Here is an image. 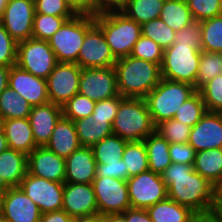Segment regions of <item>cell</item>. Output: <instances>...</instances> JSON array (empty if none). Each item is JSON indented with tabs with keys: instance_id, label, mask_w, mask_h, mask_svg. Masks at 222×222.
<instances>
[{
	"instance_id": "obj_1",
	"label": "cell",
	"mask_w": 222,
	"mask_h": 222,
	"mask_svg": "<svg viewBox=\"0 0 222 222\" xmlns=\"http://www.w3.org/2000/svg\"><path fill=\"white\" fill-rule=\"evenodd\" d=\"M168 198L189 207L194 213L213 212L217 188L193 169V165L171 163L161 174Z\"/></svg>"
},
{
	"instance_id": "obj_2",
	"label": "cell",
	"mask_w": 222,
	"mask_h": 222,
	"mask_svg": "<svg viewBox=\"0 0 222 222\" xmlns=\"http://www.w3.org/2000/svg\"><path fill=\"white\" fill-rule=\"evenodd\" d=\"M114 69L122 97L145 98L162 78L159 64L131 55L117 59Z\"/></svg>"
},
{
	"instance_id": "obj_3",
	"label": "cell",
	"mask_w": 222,
	"mask_h": 222,
	"mask_svg": "<svg viewBox=\"0 0 222 222\" xmlns=\"http://www.w3.org/2000/svg\"><path fill=\"white\" fill-rule=\"evenodd\" d=\"M110 50L116 59L129 56L141 37V25L129 19L118 8H104L94 14Z\"/></svg>"
},
{
	"instance_id": "obj_4",
	"label": "cell",
	"mask_w": 222,
	"mask_h": 222,
	"mask_svg": "<svg viewBox=\"0 0 222 222\" xmlns=\"http://www.w3.org/2000/svg\"><path fill=\"white\" fill-rule=\"evenodd\" d=\"M156 131L145 98L124 97L112 123V132L127 141H141Z\"/></svg>"
},
{
	"instance_id": "obj_5",
	"label": "cell",
	"mask_w": 222,
	"mask_h": 222,
	"mask_svg": "<svg viewBox=\"0 0 222 222\" xmlns=\"http://www.w3.org/2000/svg\"><path fill=\"white\" fill-rule=\"evenodd\" d=\"M196 91L191 84L161 78L158 85L145 97L154 125L173 119L181 104Z\"/></svg>"
},
{
	"instance_id": "obj_6",
	"label": "cell",
	"mask_w": 222,
	"mask_h": 222,
	"mask_svg": "<svg viewBox=\"0 0 222 222\" xmlns=\"http://www.w3.org/2000/svg\"><path fill=\"white\" fill-rule=\"evenodd\" d=\"M94 23V14L78 13L47 40L58 62L77 63L86 31Z\"/></svg>"
},
{
	"instance_id": "obj_7",
	"label": "cell",
	"mask_w": 222,
	"mask_h": 222,
	"mask_svg": "<svg viewBox=\"0 0 222 222\" xmlns=\"http://www.w3.org/2000/svg\"><path fill=\"white\" fill-rule=\"evenodd\" d=\"M201 49L191 45L173 43L164 50L161 64V77L167 80L184 82L195 87L199 70Z\"/></svg>"
},
{
	"instance_id": "obj_8",
	"label": "cell",
	"mask_w": 222,
	"mask_h": 222,
	"mask_svg": "<svg viewBox=\"0 0 222 222\" xmlns=\"http://www.w3.org/2000/svg\"><path fill=\"white\" fill-rule=\"evenodd\" d=\"M57 63L47 40L29 38L17 42L16 65L34 76L47 79Z\"/></svg>"
},
{
	"instance_id": "obj_9",
	"label": "cell",
	"mask_w": 222,
	"mask_h": 222,
	"mask_svg": "<svg viewBox=\"0 0 222 222\" xmlns=\"http://www.w3.org/2000/svg\"><path fill=\"white\" fill-rule=\"evenodd\" d=\"M126 183L131 208L147 209L168 198L162 176L150 170L128 178Z\"/></svg>"
},
{
	"instance_id": "obj_10",
	"label": "cell",
	"mask_w": 222,
	"mask_h": 222,
	"mask_svg": "<svg viewBox=\"0 0 222 222\" xmlns=\"http://www.w3.org/2000/svg\"><path fill=\"white\" fill-rule=\"evenodd\" d=\"M98 213H123L131 208L127 183L112 177H96L92 182Z\"/></svg>"
},
{
	"instance_id": "obj_11",
	"label": "cell",
	"mask_w": 222,
	"mask_h": 222,
	"mask_svg": "<svg viewBox=\"0 0 222 222\" xmlns=\"http://www.w3.org/2000/svg\"><path fill=\"white\" fill-rule=\"evenodd\" d=\"M19 187L42 214L62 210L64 183L39 178L27 172Z\"/></svg>"
},
{
	"instance_id": "obj_12",
	"label": "cell",
	"mask_w": 222,
	"mask_h": 222,
	"mask_svg": "<svg viewBox=\"0 0 222 222\" xmlns=\"http://www.w3.org/2000/svg\"><path fill=\"white\" fill-rule=\"evenodd\" d=\"M81 70L76 63L58 62L46 79L49 102L62 107L76 95Z\"/></svg>"
},
{
	"instance_id": "obj_13",
	"label": "cell",
	"mask_w": 222,
	"mask_h": 222,
	"mask_svg": "<svg viewBox=\"0 0 222 222\" xmlns=\"http://www.w3.org/2000/svg\"><path fill=\"white\" fill-rule=\"evenodd\" d=\"M78 93L95 102L118 96L114 66L105 68H82Z\"/></svg>"
},
{
	"instance_id": "obj_14",
	"label": "cell",
	"mask_w": 222,
	"mask_h": 222,
	"mask_svg": "<svg viewBox=\"0 0 222 222\" xmlns=\"http://www.w3.org/2000/svg\"><path fill=\"white\" fill-rule=\"evenodd\" d=\"M116 61L101 28L94 23L86 31L76 64L81 68H105L114 66Z\"/></svg>"
},
{
	"instance_id": "obj_15",
	"label": "cell",
	"mask_w": 222,
	"mask_h": 222,
	"mask_svg": "<svg viewBox=\"0 0 222 222\" xmlns=\"http://www.w3.org/2000/svg\"><path fill=\"white\" fill-rule=\"evenodd\" d=\"M34 0H9L0 19L9 35L17 42L32 38Z\"/></svg>"
},
{
	"instance_id": "obj_16",
	"label": "cell",
	"mask_w": 222,
	"mask_h": 222,
	"mask_svg": "<svg viewBox=\"0 0 222 222\" xmlns=\"http://www.w3.org/2000/svg\"><path fill=\"white\" fill-rule=\"evenodd\" d=\"M8 86L32 106L49 103L46 79L34 76L17 65L10 67Z\"/></svg>"
},
{
	"instance_id": "obj_17",
	"label": "cell",
	"mask_w": 222,
	"mask_h": 222,
	"mask_svg": "<svg viewBox=\"0 0 222 222\" xmlns=\"http://www.w3.org/2000/svg\"><path fill=\"white\" fill-rule=\"evenodd\" d=\"M41 215L39 207L20 187L5 189L2 216L6 222H39Z\"/></svg>"
},
{
	"instance_id": "obj_18",
	"label": "cell",
	"mask_w": 222,
	"mask_h": 222,
	"mask_svg": "<svg viewBox=\"0 0 222 222\" xmlns=\"http://www.w3.org/2000/svg\"><path fill=\"white\" fill-rule=\"evenodd\" d=\"M188 143L196 152L222 147V112H206L190 131Z\"/></svg>"
},
{
	"instance_id": "obj_19",
	"label": "cell",
	"mask_w": 222,
	"mask_h": 222,
	"mask_svg": "<svg viewBox=\"0 0 222 222\" xmlns=\"http://www.w3.org/2000/svg\"><path fill=\"white\" fill-rule=\"evenodd\" d=\"M27 170L29 174L50 181H65V159L45 146L36 147L28 155Z\"/></svg>"
},
{
	"instance_id": "obj_20",
	"label": "cell",
	"mask_w": 222,
	"mask_h": 222,
	"mask_svg": "<svg viewBox=\"0 0 222 222\" xmlns=\"http://www.w3.org/2000/svg\"><path fill=\"white\" fill-rule=\"evenodd\" d=\"M62 210L73 218L98 213L93 185L64 182Z\"/></svg>"
},
{
	"instance_id": "obj_21",
	"label": "cell",
	"mask_w": 222,
	"mask_h": 222,
	"mask_svg": "<svg viewBox=\"0 0 222 222\" xmlns=\"http://www.w3.org/2000/svg\"><path fill=\"white\" fill-rule=\"evenodd\" d=\"M97 163L92 147L81 146L65 159L66 183L92 184Z\"/></svg>"
},
{
	"instance_id": "obj_22",
	"label": "cell",
	"mask_w": 222,
	"mask_h": 222,
	"mask_svg": "<svg viewBox=\"0 0 222 222\" xmlns=\"http://www.w3.org/2000/svg\"><path fill=\"white\" fill-rule=\"evenodd\" d=\"M62 115V107L51 102L32 106L28 119L37 146H45L48 143Z\"/></svg>"
},
{
	"instance_id": "obj_23",
	"label": "cell",
	"mask_w": 222,
	"mask_h": 222,
	"mask_svg": "<svg viewBox=\"0 0 222 222\" xmlns=\"http://www.w3.org/2000/svg\"><path fill=\"white\" fill-rule=\"evenodd\" d=\"M0 125L10 149L28 156L38 147L28 118L5 119L1 120Z\"/></svg>"
},
{
	"instance_id": "obj_24",
	"label": "cell",
	"mask_w": 222,
	"mask_h": 222,
	"mask_svg": "<svg viewBox=\"0 0 222 222\" xmlns=\"http://www.w3.org/2000/svg\"><path fill=\"white\" fill-rule=\"evenodd\" d=\"M45 147L64 159L80 148L74 122L62 115Z\"/></svg>"
},
{
	"instance_id": "obj_25",
	"label": "cell",
	"mask_w": 222,
	"mask_h": 222,
	"mask_svg": "<svg viewBox=\"0 0 222 222\" xmlns=\"http://www.w3.org/2000/svg\"><path fill=\"white\" fill-rule=\"evenodd\" d=\"M28 156L8 148L0 153V186L19 187L27 174Z\"/></svg>"
},
{
	"instance_id": "obj_26",
	"label": "cell",
	"mask_w": 222,
	"mask_h": 222,
	"mask_svg": "<svg viewBox=\"0 0 222 222\" xmlns=\"http://www.w3.org/2000/svg\"><path fill=\"white\" fill-rule=\"evenodd\" d=\"M193 169L218 188L222 184V149L196 152Z\"/></svg>"
},
{
	"instance_id": "obj_27",
	"label": "cell",
	"mask_w": 222,
	"mask_h": 222,
	"mask_svg": "<svg viewBox=\"0 0 222 222\" xmlns=\"http://www.w3.org/2000/svg\"><path fill=\"white\" fill-rule=\"evenodd\" d=\"M143 141L147 149L149 170L161 175L172 163L169 154L170 143L157 131L148 135Z\"/></svg>"
},
{
	"instance_id": "obj_28",
	"label": "cell",
	"mask_w": 222,
	"mask_h": 222,
	"mask_svg": "<svg viewBox=\"0 0 222 222\" xmlns=\"http://www.w3.org/2000/svg\"><path fill=\"white\" fill-rule=\"evenodd\" d=\"M152 222H190L196 214L189 207L167 198L146 209Z\"/></svg>"
},
{
	"instance_id": "obj_29",
	"label": "cell",
	"mask_w": 222,
	"mask_h": 222,
	"mask_svg": "<svg viewBox=\"0 0 222 222\" xmlns=\"http://www.w3.org/2000/svg\"><path fill=\"white\" fill-rule=\"evenodd\" d=\"M165 0H124L117 8L140 25L160 16Z\"/></svg>"
},
{
	"instance_id": "obj_30",
	"label": "cell",
	"mask_w": 222,
	"mask_h": 222,
	"mask_svg": "<svg viewBox=\"0 0 222 222\" xmlns=\"http://www.w3.org/2000/svg\"><path fill=\"white\" fill-rule=\"evenodd\" d=\"M81 146L92 147L112 135V123L93 120L92 116L73 121Z\"/></svg>"
},
{
	"instance_id": "obj_31",
	"label": "cell",
	"mask_w": 222,
	"mask_h": 222,
	"mask_svg": "<svg viewBox=\"0 0 222 222\" xmlns=\"http://www.w3.org/2000/svg\"><path fill=\"white\" fill-rule=\"evenodd\" d=\"M31 109L32 105L9 86L0 93V121L28 118Z\"/></svg>"
},
{
	"instance_id": "obj_32",
	"label": "cell",
	"mask_w": 222,
	"mask_h": 222,
	"mask_svg": "<svg viewBox=\"0 0 222 222\" xmlns=\"http://www.w3.org/2000/svg\"><path fill=\"white\" fill-rule=\"evenodd\" d=\"M159 18L175 32L194 21L185 0H165Z\"/></svg>"
},
{
	"instance_id": "obj_33",
	"label": "cell",
	"mask_w": 222,
	"mask_h": 222,
	"mask_svg": "<svg viewBox=\"0 0 222 222\" xmlns=\"http://www.w3.org/2000/svg\"><path fill=\"white\" fill-rule=\"evenodd\" d=\"M127 140L112 134L92 146L97 164H108L122 159Z\"/></svg>"
},
{
	"instance_id": "obj_34",
	"label": "cell",
	"mask_w": 222,
	"mask_h": 222,
	"mask_svg": "<svg viewBox=\"0 0 222 222\" xmlns=\"http://www.w3.org/2000/svg\"><path fill=\"white\" fill-rule=\"evenodd\" d=\"M122 159L129 178L149 170L147 149L143 140L127 141Z\"/></svg>"
},
{
	"instance_id": "obj_35",
	"label": "cell",
	"mask_w": 222,
	"mask_h": 222,
	"mask_svg": "<svg viewBox=\"0 0 222 222\" xmlns=\"http://www.w3.org/2000/svg\"><path fill=\"white\" fill-rule=\"evenodd\" d=\"M201 51L222 52V14L201 21Z\"/></svg>"
},
{
	"instance_id": "obj_36",
	"label": "cell",
	"mask_w": 222,
	"mask_h": 222,
	"mask_svg": "<svg viewBox=\"0 0 222 222\" xmlns=\"http://www.w3.org/2000/svg\"><path fill=\"white\" fill-rule=\"evenodd\" d=\"M207 109L200 92L197 90L189 97L179 110L176 111L173 119L178 120L191 128L206 114Z\"/></svg>"
},
{
	"instance_id": "obj_37",
	"label": "cell",
	"mask_w": 222,
	"mask_h": 222,
	"mask_svg": "<svg viewBox=\"0 0 222 222\" xmlns=\"http://www.w3.org/2000/svg\"><path fill=\"white\" fill-rule=\"evenodd\" d=\"M221 53L201 51L199 70L195 81V89L199 90L203 85L221 74Z\"/></svg>"
},
{
	"instance_id": "obj_38",
	"label": "cell",
	"mask_w": 222,
	"mask_h": 222,
	"mask_svg": "<svg viewBox=\"0 0 222 222\" xmlns=\"http://www.w3.org/2000/svg\"><path fill=\"white\" fill-rule=\"evenodd\" d=\"M141 32L143 36L152 39L164 50L174 43L175 31L160 18L142 24Z\"/></svg>"
},
{
	"instance_id": "obj_39",
	"label": "cell",
	"mask_w": 222,
	"mask_h": 222,
	"mask_svg": "<svg viewBox=\"0 0 222 222\" xmlns=\"http://www.w3.org/2000/svg\"><path fill=\"white\" fill-rule=\"evenodd\" d=\"M73 17H57L47 14L34 13L32 38L48 40L60 27Z\"/></svg>"
},
{
	"instance_id": "obj_40",
	"label": "cell",
	"mask_w": 222,
	"mask_h": 222,
	"mask_svg": "<svg viewBox=\"0 0 222 222\" xmlns=\"http://www.w3.org/2000/svg\"><path fill=\"white\" fill-rule=\"evenodd\" d=\"M95 104L96 102L92 99L77 93L62 106V113L64 117L76 121L91 116Z\"/></svg>"
},
{
	"instance_id": "obj_41",
	"label": "cell",
	"mask_w": 222,
	"mask_h": 222,
	"mask_svg": "<svg viewBox=\"0 0 222 222\" xmlns=\"http://www.w3.org/2000/svg\"><path fill=\"white\" fill-rule=\"evenodd\" d=\"M208 112H222V73L198 90Z\"/></svg>"
},
{
	"instance_id": "obj_42",
	"label": "cell",
	"mask_w": 222,
	"mask_h": 222,
	"mask_svg": "<svg viewBox=\"0 0 222 222\" xmlns=\"http://www.w3.org/2000/svg\"><path fill=\"white\" fill-rule=\"evenodd\" d=\"M156 131L170 144L188 143L191 127L175 119L161 122Z\"/></svg>"
},
{
	"instance_id": "obj_43",
	"label": "cell",
	"mask_w": 222,
	"mask_h": 222,
	"mask_svg": "<svg viewBox=\"0 0 222 222\" xmlns=\"http://www.w3.org/2000/svg\"><path fill=\"white\" fill-rule=\"evenodd\" d=\"M163 54L164 49H162L159 44L152 39L141 35V37L135 43L130 55L138 59L159 64L161 66Z\"/></svg>"
},
{
	"instance_id": "obj_44",
	"label": "cell",
	"mask_w": 222,
	"mask_h": 222,
	"mask_svg": "<svg viewBox=\"0 0 222 222\" xmlns=\"http://www.w3.org/2000/svg\"><path fill=\"white\" fill-rule=\"evenodd\" d=\"M194 21H202L222 14V0H185Z\"/></svg>"
},
{
	"instance_id": "obj_45",
	"label": "cell",
	"mask_w": 222,
	"mask_h": 222,
	"mask_svg": "<svg viewBox=\"0 0 222 222\" xmlns=\"http://www.w3.org/2000/svg\"><path fill=\"white\" fill-rule=\"evenodd\" d=\"M35 13L57 17H74L78 14L67 0H34Z\"/></svg>"
},
{
	"instance_id": "obj_46",
	"label": "cell",
	"mask_w": 222,
	"mask_h": 222,
	"mask_svg": "<svg viewBox=\"0 0 222 222\" xmlns=\"http://www.w3.org/2000/svg\"><path fill=\"white\" fill-rule=\"evenodd\" d=\"M123 98L124 97L119 94L118 96L96 102L93 113L91 114L93 120L113 123L119 104Z\"/></svg>"
},
{
	"instance_id": "obj_47",
	"label": "cell",
	"mask_w": 222,
	"mask_h": 222,
	"mask_svg": "<svg viewBox=\"0 0 222 222\" xmlns=\"http://www.w3.org/2000/svg\"><path fill=\"white\" fill-rule=\"evenodd\" d=\"M17 41H15L0 23V65H16Z\"/></svg>"
},
{
	"instance_id": "obj_48",
	"label": "cell",
	"mask_w": 222,
	"mask_h": 222,
	"mask_svg": "<svg viewBox=\"0 0 222 222\" xmlns=\"http://www.w3.org/2000/svg\"><path fill=\"white\" fill-rule=\"evenodd\" d=\"M174 43L191 45V48L201 49V21H193L180 31L175 32Z\"/></svg>"
},
{
	"instance_id": "obj_49",
	"label": "cell",
	"mask_w": 222,
	"mask_h": 222,
	"mask_svg": "<svg viewBox=\"0 0 222 222\" xmlns=\"http://www.w3.org/2000/svg\"><path fill=\"white\" fill-rule=\"evenodd\" d=\"M169 154L172 163L193 165L196 151L189 143L170 144Z\"/></svg>"
},
{
	"instance_id": "obj_50",
	"label": "cell",
	"mask_w": 222,
	"mask_h": 222,
	"mask_svg": "<svg viewBox=\"0 0 222 222\" xmlns=\"http://www.w3.org/2000/svg\"><path fill=\"white\" fill-rule=\"evenodd\" d=\"M96 177H112L125 181L129 178L123 159L108 164H97Z\"/></svg>"
},
{
	"instance_id": "obj_51",
	"label": "cell",
	"mask_w": 222,
	"mask_h": 222,
	"mask_svg": "<svg viewBox=\"0 0 222 222\" xmlns=\"http://www.w3.org/2000/svg\"><path fill=\"white\" fill-rule=\"evenodd\" d=\"M77 13L97 14L104 8L100 0H67Z\"/></svg>"
},
{
	"instance_id": "obj_52",
	"label": "cell",
	"mask_w": 222,
	"mask_h": 222,
	"mask_svg": "<svg viewBox=\"0 0 222 222\" xmlns=\"http://www.w3.org/2000/svg\"><path fill=\"white\" fill-rule=\"evenodd\" d=\"M122 214L127 222H152L146 209L129 208Z\"/></svg>"
},
{
	"instance_id": "obj_53",
	"label": "cell",
	"mask_w": 222,
	"mask_h": 222,
	"mask_svg": "<svg viewBox=\"0 0 222 222\" xmlns=\"http://www.w3.org/2000/svg\"><path fill=\"white\" fill-rule=\"evenodd\" d=\"M73 217L64 210L43 213L39 222H73Z\"/></svg>"
},
{
	"instance_id": "obj_54",
	"label": "cell",
	"mask_w": 222,
	"mask_h": 222,
	"mask_svg": "<svg viewBox=\"0 0 222 222\" xmlns=\"http://www.w3.org/2000/svg\"><path fill=\"white\" fill-rule=\"evenodd\" d=\"M190 222H221L218 214L213 211L209 213H197Z\"/></svg>"
},
{
	"instance_id": "obj_55",
	"label": "cell",
	"mask_w": 222,
	"mask_h": 222,
	"mask_svg": "<svg viewBox=\"0 0 222 222\" xmlns=\"http://www.w3.org/2000/svg\"><path fill=\"white\" fill-rule=\"evenodd\" d=\"M10 67L0 65V93L8 87Z\"/></svg>"
},
{
	"instance_id": "obj_56",
	"label": "cell",
	"mask_w": 222,
	"mask_h": 222,
	"mask_svg": "<svg viewBox=\"0 0 222 222\" xmlns=\"http://www.w3.org/2000/svg\"><path fill=\"white\" fill-rule=\"evenodd\" d=\"M104 215L96 213L93 215L79 216L73 219V222H103Z\"/></svg>"
},
{
	"instance_id": "obj_57",
	"label": "cell",
	"mask_w": 222,
	"mask_h": 222,
	"mask_svg": "<svg viewBox=\"0 0 222 222\" xmlns=\"http://www.w3.org/2000/svg\"><path fill=\"white\" fill-rule=\"evenodd\" d=\"M103 222H127L122 213L104 215Z\"/></svg>"
},
{
	"instance_id": "obj_58",
	"label": "cell",
	"mask_w": 222,
	"mask_h": 222,
	"mask_svg": "<svg viewBox=\"0 0 222 222\" xmlns=\"http://www.w3.org/2000/svg\"><path fill=\"white\" fill-rule=\"evenodd\" d=\"M124 0H100L103 8H117Z\"/></svg>"
},
{
	"instance_id": "obj_59",
	"label": "cell",
	"mask_w": 222,
	"mask_h": 222,
	"mask_svg": "<svg viewBox=\"0 0 222 222\" xmlns=\"http://www.w3.org/2000/svg\"><path fill=\"white\" fill-rule=\"evenodd\" d=\"M8 148L9 147H8L7 139L5 137L2 127L0 125V153L7 150Z\"/></svg>"
},
{
	"instance_id": "obj_60",
	"label": "cell",
	"mask_w": 222,
	"mask_h": 222,
	"mask_svg": "<svg viewBox=\"0 0 222 222\" xmlns=\"http://www.w3.org/2000/svg\"><path fill=\"white\" fill-rule=\"evenodd\" d=\"M217 206H222V184L217 188Z\"/></svg>"
},
{
	"instance_id": "obj_61",
	"label": "cell",
	"mask_w": 222,
	"mask_h": 222,
	"mask_svg": "<svg viewBox=\"0 0 222 222\" xmlns=\"http://www.w3.org/2000/svg\"><path fill=\"white\" fill-rule=\"evenodd\" d=\"M8 1L9 0H0V19H1L2 15H3L4 11H5V8H6L7 4H8Z\"/></svg>"
},
{
	"instance_id": "obj_62",
	"label": "cell",
	"mask_w": 222,
	"mask_h": 222,
	"mask_svg": "<svg viewBox=\"0 0 222 222\" xmlns=\"http://www.w3.org/2000/svg\"><path fill=\"white\" fill-rule=\"evenodd\" d=\"M5 189L6 188L0 186V214H2L3 196H4Z\"/></svg>"
},
{
	"instance_id": "obj_63",
	"label": "cell",
	"mask_w": 222,
	"mask_h": 222,
	"mask_svg": "<svg viewBox=\"0 0 222 222\" xmlns=\"http://www.w3.org/2000/svg\"><path fill=\"white\" fill-rule=\"evenodd\" d=\"M214 211L218 214V216L222 222V206H216V209Z\"/></svg>"
},
{
	"instance_id": "obj_64",
	"label": "cell",
	"mask_w": 222,
	"mask_h": 222,
	"mask_svg": "<svg viewBox=\"0 0 222 222\" xmlns=\"http://www.w3.org/2000/svg\"><path fill=\"white\" fill-rule=\"evenodd\" d=\"M0 222H6L2 216V214H0Z\"/></svg>"
}]
</instances>
